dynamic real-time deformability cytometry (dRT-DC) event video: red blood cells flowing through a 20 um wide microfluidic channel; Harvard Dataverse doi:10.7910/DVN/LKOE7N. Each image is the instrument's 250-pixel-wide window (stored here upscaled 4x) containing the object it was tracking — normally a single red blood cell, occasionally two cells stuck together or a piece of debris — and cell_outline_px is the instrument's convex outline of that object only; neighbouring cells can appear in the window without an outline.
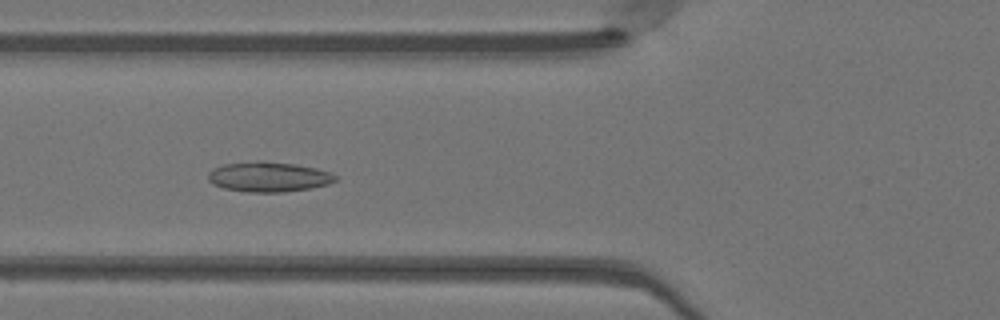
{"species": "Egyptian fruit bat (a non-hibernating species)", "species_latin": "Rousettus aegyptiacus", "temperature_condition": "warm", "stored_images_in_passage": 50, "camera_frame_rate_fps": 3000, "um_per_image_px": 0.085, "animal": {"sex": "female"}, "frame": {"image": 1, "passage_image": 19, "time_ms": 6.0, "image_size_px": [1000, 320], "cell_outline_px": [[336, 180], [328, 184], [312, 188], [284, 192], [248, 192], [224, 188], [212, 184], [208, 180], [208, 172], [212, 168], [224, 164], [256, 160], [264, 160], [296, 164], [316, 168], [328, 172], [336, 176]], "centroid_in_image_um": [22.79, 15.02], "position_along_channel_um": 103.0, "area_um2": 22.48}}
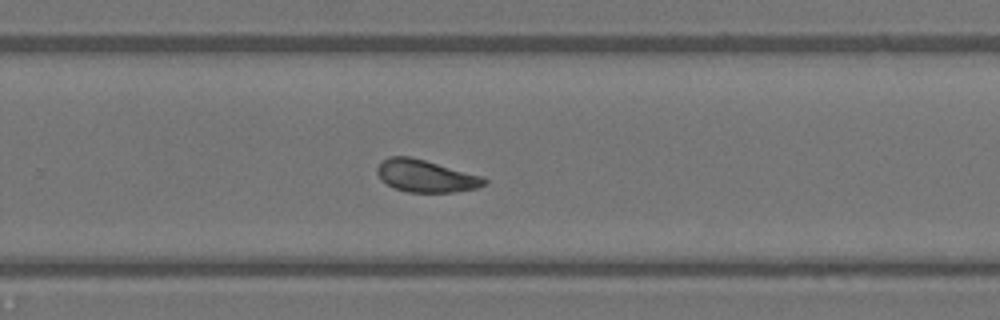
{"frame": {"image": 2, "passage_image": 33, "time_ms": 10.667, "image_size_px": [1000, 320], "cell_outline_px": [[488, 184], [476, 188], [452, 192], [408, 192], [392, 188], [376, 172], [376, 168], [388, 156], [412, 156], [480, 176], [488, 180]], "centroid_in_image_um": [36.19, 14.96], "position_along_channel_um": 293.6, "area_um2": 19.94}}
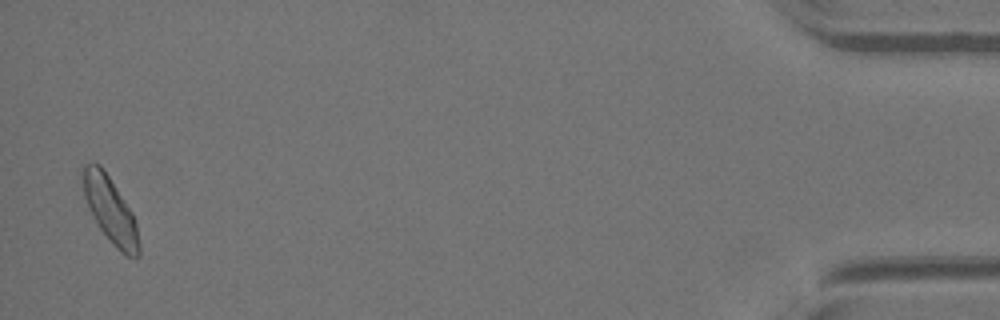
{"frame": {"image": 3, "passage_image": 49, "time_ms": 16.0, "image_size_px": [1000, 320], "cell_outline_px": [[140, 256], [128, 256], [120, 252], [116, 248], [100, 228], [92, 216], [88, 208], [84, 192], [80, 172], [84, 164], [100, 164], [132, 212], [136, 224], [140, 244]], "centroid_in_image_um": [9.36, 17.85], "position_along_channel_um": 425.8, "area_um2": 21.27}, "authors_computed_cell_mechanics": {"area_um2": 21.0103, "velocity_mm_per_s": 4.0884, "shape_relaxation_time_tau1_ms": 6.3693, "shape_relaxation_time_tau2_ms": 2.5997, "deformation_change_tau1": 0.1046, "deformation_change_tau2": 0.0923}}